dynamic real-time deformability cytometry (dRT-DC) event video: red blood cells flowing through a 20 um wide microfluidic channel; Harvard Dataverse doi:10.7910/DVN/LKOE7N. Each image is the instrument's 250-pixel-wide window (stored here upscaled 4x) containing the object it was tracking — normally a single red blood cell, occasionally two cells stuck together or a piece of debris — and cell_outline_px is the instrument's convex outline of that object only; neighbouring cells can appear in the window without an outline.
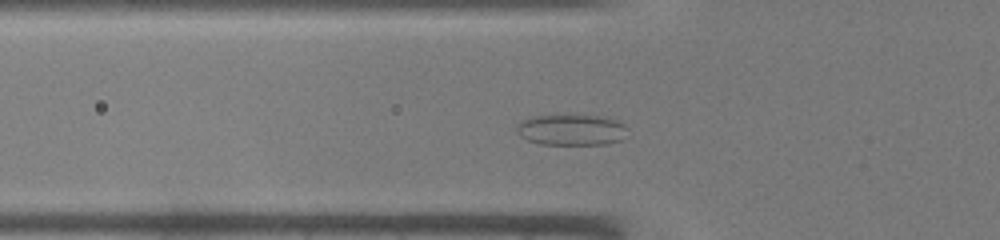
{"species": "common noctule bat (a hibernating species)", "species_latin": "Nyctalus noctula", "temperature_condition": "warm", "stored_images_in_passage": 36, "camera_frame_rate_fps": 3000, "um_per_image_px": 0.085, "animal": {"sex": "male", "body_mass_g": 19.0, "forearm_length_mm": 50.8}, "frame": {"image": 1, "passage_image": 7, "time_ms": 2.0, "image_size_px": [1000, 240], "cell_outline_px": [[628, 128], [620, 140], [604, 144], [540, 144], [528, 140], [520, 136], [516, 132], [516, 128], [524, 120], [536, 116], [564, 112], [600, 116], [620, 120]], "centroid_in_image_um": [48.58, 10.99], "position_along_channel_um": 77.2, "area_um2": 20.58}}
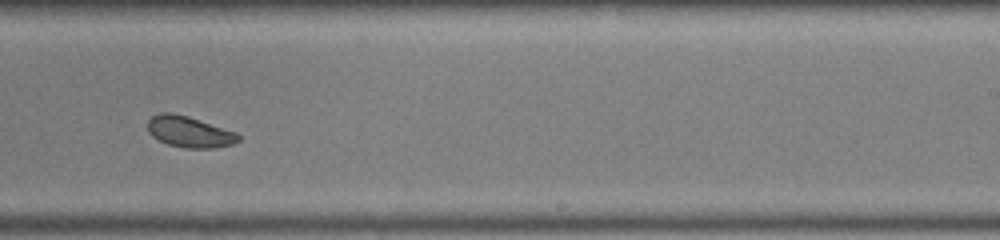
{"frame": {"image": 2, "passage_image": 20, "time_ms": 6.333, "image_size_px": [1000, 240], "cell_outline_px": [[240, 140], [232, 144], [216, 148], [184, 148], [168, 144], [152, 136], [148, 132], [148, 120], [152, 116], [160, 112], [172, 112], [188, 116], [236, 132], [240, 136]], "centroid_in_image_um": [16.09, 11.2], "position_along_channel_um": 272.9, "area_um2": 16.47}}
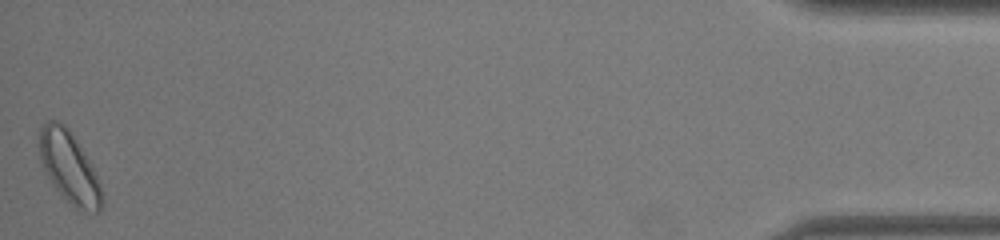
{"frame": {"image": 3, "passage_image": 36, "time_ms": 11.667, "image_size_px": [1000, 240], "cell_outline_px": [[104, 200], [100, 212], [80, 212], [52, 184], [40, 160], [40, 128], [48, 120], [56, 120], [64, 124], [68, 128], [92, 164], [104, 192]], "centroid_in_image_um": [5.94, 14.26], "position_along_channel_um": 429.3, "area_um2": 26.01}}